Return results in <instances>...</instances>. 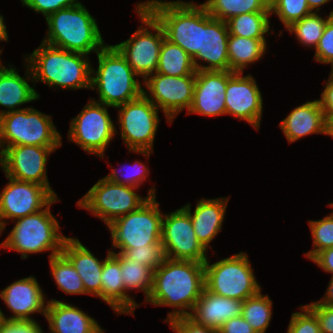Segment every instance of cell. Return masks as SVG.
<instances>
[{
  "label": "cell",
  "instance_id": "cell-24",
  "mask_svg": "<svg viewBox=\"0 0 333 333\" xmlns=\"http://www.w3.org/2000/svg\"><path fill=\"white\" fill-rule=\"evenodd\" d=\"M61 253L76 269L85 289L90 295L101 298V274L104 260L97 259L77 238L67 237Z\"/></svg>",
  "mask_w": 333,
  "mask_h": 333
},
{
  "label": "cell",
  "instance_id": "cell-50",
  "mask_svg": "<svg viewBox=\"0 0 333 333\" xmlns=\"http://www.w3.org/2000/svg\"><path fill=\"white\" fill-rule=\"evenodd\" d=\"M328 285L329 286L327 287V290L325 292L323 299H320L317 302L322 305H327V306L333 307V275H332Z\"/></svg>",
  "mask_w": 333,
  "mask_h": 333
},
{
  "label": "cell",
  "instance_id": "cell-57",
  "mask_svg": "<svg viewBox=\"0 0 333 333\" xmlns=\"http://www.w3.org/2000/svg\"><path fill=\"white\" fill-rule=\"evenodd\" d=\"M330 74L333 76V68L331 69V72H330Z\"/></svg>",
  "mask_w": 333,
  "mask_h": 333
},
{
  "label": "cell",
  "instance_id": "cell-13",
  "mask_svg": "<svg viewBox=\"0 0 333 333\" xmlns=\"http://www.w3.org/2000/svg\"><path fill=\"white\" fill-rule=\"evenodd\" d=\"M108 107L90 99L70 122L69 141L78 144L85 152L103 158L106 148L116 135V127L109 115Z\"/></svg>",
  "mask_w": 333,
  "mask_h": 333
},
{
  "label": "cell",
  "instance_id": "cell-54",
  "mask_svg": "<svg viewBox=\"0 0 333 333\" xmlns=\"http://www.w3.org/2000/svg\"><path fill=\"white\" fill-rule=\"evenodd\" d=\"M4 318H5L4 313L0 309V324L4 321Z\"/></svg>",
  "mask_w": 333,
  "mask_h": 333
},
{
  "label": "cell",
  "instance_id": "cell-18",
  "mask_svg": "<svg viewBox=\"0 0 333 333\" xmlns=\"http://www.w3.org/2000/svg\"><path fill=\"white\" fill-rule=\"evenodd\" d=\"M242 72L227 71L225 92L226 114L245 120L254 129L260 128L263 99L252 75L242 77Z\"/></svg>",
  "mask_w": 333,
  "mask_h": 333
},
{
  "label": "cell",
  "instance_id": "cell-16",
  "mask_svg": "<svg viewBox=\"0 0 333 333\" xmlns=\"http://www.w3.org/2000/svg\"><path fill=\"white\" fill-rule=\"evenodd\" d=\"M58 147L18 145L7 147L0 154V166L5 176L45 186L55 197L46 171L47 159Z\"/></svg>",
  "mask_w": 333,
  "mask_h": 333
},
{
  "label": "cell",
  "instance_id": "cell-47",
  "mask_svg": "<svg viewBox=\"0 0 333 333\" xmlns=\"http://www.w3.org/2000/svg\"><path fill=\"white\" fill-rule=\"evenodd\" d=\"M218 333H256L251 325L242 317H234L226 321Z\"/></svg>",
  "mask_w": 333,
  "mask_h": 333
},
{
  "label": "cell",
  "instance_id": "cell-33",
  "mask_svg": "<svg viewBox=\"0 0 333 333\" xmlns=\"http://www.w3.org/2000/svg\"><path fill=\"white\" fill-rule=\"evenodd\" d=\"M270 12H251L236 15L226 21L229 35L246 37L251 39L266 40L265 36L269 33Z\"/></svg>",
  "mask_w": 333,
  "mask_h": 333
},
{
  "label": "cell",
  "instance_id": "cell-8",
  "mask_svg": "<svg viewBox=\"0 0 333 333\" xmlns=\"http://www.w3.org/2000/svg\"><path fill=\"white\" fill-rule=\"evenodd\" d=\"M204 262V284L214 294L245 301L261 291L247 253L240 252L213 264Z\"/></svg>",
  "mask_w": 333,
  "mask_h": 333
},
{
  "label": "cell",
  "instance_id": "cell-9",
  "mask_svg": "<svg viewBox=\"0 0 333 333\" xmlns=\"http://www.w3.org/2000/svg\"><path fill=\"white\" fill-rule=\"evenodd\" d=\"M163 215L155 196L150 197L135 211L113 220L107 225L111 231L113 249H132L149 244H161Z\"/></svg>",
  "mask_w": 333,
  "mask_h": 333
},
{
  "label": "cell",
  "instance_id": "cell-10",
  "mask_svg": "<svg viewBox=\"0 0 333 333\" xmlns=\"http://www.w3.org/2000/svg\"><path fill=\"white\" fill-rule=\"evenodd\" d=\"M136 12L142 25L129 39L114 46L124 56L133 71L145 80L157 70L165 34L161 24L141 3L136 5ZM148 28L156 33H152Z\"/></svg>",
  "mask_w": 333,
  "mask_h": 333
},
{
  "label": "cell",
  "instance_id": "cell-21",
  "mask_svg": "<svg viewBox=\"0 0 333 333\" xmlns=\"http://www.w3.org/2000/svg\"><path fill=\"white\" fill-rule=\"evenodd\" d=\"M227 71H196L191 107L187 114L220 116L226 114Z\"/></svg>",
  "mask_w": 333,
  "mask_h": 333
},
{
  "label": "cell",
  "instance_id": "cell-52",
  "mask_svg": "<svg viewBox=\"0 0 333 333\" xmlns=\"http://www.w3.org/2000/svg\"><path fill=\"white\" fill-rule=\"evenodd\" d=\"M325 134L333 138V116H325Z\"/></svg>",
  "mask_w": 333,
  "mask_h": 333
},
{
  "label": "cell",
  "instance_id": "cell-31",
  "mask_svg": "<svg viewBox=\"0 0 333 333\" xmlns=\"http://www.w3.org/2000/svg\"><path fill=\"white\" fill-rule=\"evenodd\" d=\"M109 251L120 261L122 281L125 292L129 290L143 291L145 302L150 296L153 285V270L143 264L129 259L124 253Z\"/></svg>",
  "mask_w": 333,
  "mask_h": 333
},
{
  "label": "cell",
  "instance_id": "cell-25",
  "mask_svg": "<svg viewBox=\"0 0 333 333\" xmlns=\"http://www.w3.org/2000/svg\"><path fill=\"white\" fill-rule=\"evenodd\" d=\"M229 198L200 199L194 212H191V204L183 206L191 217L194 232L198 241L208 250L210 242L222 230L225 211Z\"/></svg>",
  "mask_w": 333,
  "mask_h": 333
},
{
  "label": "cell",
  "instance_id": "cell-49",
  "mask_svg": "<svg viewBox=\"0 0 333 333\" xmlns=\"http://www.w3.org/2000/svg\"><path fill=\"white\" fill-rule=\"evenodd\" d=\"M312 261L324 271L333 275V247L320 251Z\"/></svg>",
  "mask_w": 333,
  "mask_h": 333
},
{
  "label": "cell",
  "instance_id": "cell-14",
  "mask_svg": "<svg viewBox=\"0 0 333 333\" xmlns=\"http://www.w3.org/2000/svg\"><path fill=\"white\" fill-rule=\"evenodd\" d=\"M161 245L166 258L204 263L206 249L198 241L189 212L181 207L163 215Z\"/></svg>",
  "mask_w": 333,
  "mask_h": 333
},
{
  "label": "cell",
  "instance_id": "cell-32",
  "mask_svg": "<svg viewBox=\"0 0 333 333\" xmlns=\"http://www.w3.org/2000/svg\"><path fill=\"white\" fill-rule=\"evenodd\" d=\"M270 0H207L202 5L215 19L226 22L230 18L251 12H270Z\"/></svg>",
  "mask_w": 333,
  "mask_h": 333
},
{
  "label": "cell",
  "instance_id": "cell-27",
  "mask_svg": "<svg viewBox=\"0 0 333 333\" xmlns=\"http://www.w3.org/2000/svg\"><path fill=\"white\" fill-rule=\"evenodd\" d=\"M125 292L120 261L108 251L101 274V300L117 314H133L139 305Z\"/></svg>",
  "mask_w": 333,
  "mask_h": 333
},
{
  "label": "cell",
  "instance_id": "cell-34",
  "mask_svg": "<svg viewBox=\"0 0 333 333\" xmlns=\"http://www.w3.org/2000/svg\"><path fill=\"white\" fill-rule=\"evenodd\" d=\"M272 300L260 291L243 301L242 317L256 333H265L272 319Z\"/></svg>",
  "mask_w": 333,
  "mask_h": 333
},
{
  "label": "cell",
  "instance_id": "cell-1",
  "mask_svg": "<svg viewBox=\"0 0 333 333\" xmlns=\"http://www.w3.org/2000/svg\"><path fill=\"white\" fill-rule=\"evenodd\" d=\"M204 287V263L165 258L153 272L152 290L146 302L175 308L165 321L186 317L191 314Z\"/></svg>",
  "mask_w": 333,
  "mask_h": 333
},
{
  "label": "cell",
  "instance_id": "cell-44",
  "mask_svg": "<svg viewBox=\"0 0 333 333\" xmlns=\"http://www.w3.org/2000/svg\"><path fill=\"white\" fill-rule=\"evenodd\" d=\"M172 331L176 333H218L217 330L196 324L188 316L176 317L168 321Z\"/></svg>",
  "mask_w": 333,
  "mask_h": 333
},
{
  "label": "cell",
  "instance_id": "cell-53",
  "mask_svg": "<svg viewBox=\"0 0 333 333\" xmlns=\"http://www.w3.org/2000/svg\"><path fill=\"white\" fill-rule=\"evenodd\" d=\"M4 23V17L0 14V41H8V33Z\"/></svg>",
  "mask_w": 333,
  "mask_h": 333
},
{
  "label": "cell",
  "instance_id": "cell-43",
  "mask_svg": "<svg viewBox=\"0 0 333 333\" xmlns=\"http://www.w3.org/2000/svg\"><path fill=\"white\" fill-rule=\"evenodd\" d=\"M22 6H27L36 13H42L45 19L51 14L77 4V0H20Z\"/></svg>",
  "mask_w": 333,
  "mask_h": 333
},
{
  "label": "cell",
  "instance_id": "cell-40",
  "mask_svg": "<svg viewBox=\"0 0 333 333\" xmlns=\"http://www.w3.org/2000/svg\"><path fill=\"white\" fill-rule=\"evenodd\" d=\"M131 167L129 170V166L128 169L129 171H125V173H122L123 171H120V176H119V172L117 173L116 169H112L111 173L108 174L107 176H105L104 178H106L108 181L116 183V184H122V185H127V186H132L135 188H138L143 181L146 180V177H148L149 175V170L147 168V166H145V164H143L142 162L136 160L134 162V164H130ZM123 166V165H122ZM125 166V165H124ZM123 166V168H124ZM121 168V169H123ZM120 169V168H119ZM125 176V177H124ZM120 177H122L123 179H121Z\"/></svg>",
  "mask_w": 333,
  "mask_h": 333
},
{
  "label": "cell",
  "instance_id": "cell-26",
  "mask_svg": "<svg viewBox=\"0 0 333 333\" xmlns=\"http://www.w3.org/2000/svg\"><path fill=\"white\" fill-rule=\"evenodd\" d=\"M25 66V77H21L13 65L7 68L3 65L0 69V106L7 108L0 111V116L21 110L20 105L40 98L37 91L28 84V80H34L28 64Z\"/></svg>",
  "mask_w": 333,
  "mask_h": 333
},
{
  "label": "cell",
  "instance_id": "cell-6",
  "mask_svg": "<svg viewBox=\"0 0 333 333\" xmlns=\"http://www.w3.org/2000/svg\"><path fill=\"white\" fill-rule=\"evenodd\" d=\"M58 201L55 197L41 211L13 221L16 224L0 244V248L13 249L21 253L22 259L28 258L29 253L37 254L48 250L52 251L49 258L60 254L67 237L59 233V223L50 211L51 204Z\"/></svg>",
  "mask_w": 333,
  "mask_h": 333
},
{
  "label": "cell",
  "instance_id": "cell-3",
  "mask_svg": "<svg viewBox=\"0 0 333 333\" xmlns=\"http://www.w3.org/2000/svg\"><path fill=\"white\" fill-rule=\"evenodd\" d=\"M45 20L48 30L43 43L85 55L97 53L105 46L96 19L80 1Z\"/></svg>",
  "mask_w": 333,
  "mask_h": 333
},
{
  "label": "cell",
  "instance_id": "cell-41",
  "mask_svg": "<svg viewBox=\"0 0 333 333\" xmlns=\"http://www.w3.org/2000/svg\"><path fill=\"white\" fill-rule=\"evenodd\" d=\"M300 308L292 313L287 333H322L315 314L306 305Z\"/></svg>",
  "mask_w": 333,
  "mask_h": 333
},
{
  "label": "cell",
  "instance_id": "cell-55",
  "mask_svg": "<svg viewBox=\"0 0 333 333\" xmlns=\"http://www.w3.org/2000/svg\"><path fill=\"white\" fill-rule=\"evenodd\" d=\"M1 55V54H0ZM0 60H1V58H0ZM2 66H3V64L1 63V61H0V69L2 68Z\"/></svg>",
  "mask_w": 333,
  "mask_h": 333
},
{
  "label": "cell",
  "instance_id": "cell-17",
  "mask_svg": "<svg viewBox=\"0 0 333 333\" xmlns=\"http://www.w3.org/2000/svg\"><path fill=\"white\" fill-rule=\"evenodd\" d=\"M6 178L9 182L0 193L1 231L6 227V219L17 220L35 214L55 198L45 186L10 177Z\"/></svg>",
  "mask_w": 333,
  "mask_h": 333
},
{
  "label": "cell",
  "instance_id": "cell-7",
  "mask_svg": "<svg viewBox=\"0 0 333 333\" xmlns=\"http://www.w3.org/2000/svg\"><path fill=\"white\" fill-rule=\"evenodd\" d=\"M61 139L51 116L32 107L0 116V154L18 145L60 147Z\"/></svg>",
  "mask_w": 333,
  "mask_h": 333
},
{
  "label": "cell",
  "instance_id": "cell-46",
  "mask_svg": "<svg viewBox=\"0 0 333 333\" xmlns=\"http://www.w3.org/2000/svg\"><path fill=\"white\" fill-rule=\"evenodd\" d=\"M0 333H44L37 321H3Z\"/></svg>",
  "mask_w": 333,
  "mask_h": 333
},
{
  "label": "cell",
  "instance_id": "cell-56",
  "mask_svg": "<svg viewBox=\"0 0 333 333\" xmlns=\"http://www.w3.org/2000/svg\"><path fill=\"white\" fill-rule=\"evenodd\" d=\"M330 207H333V203H330V204H328ZM332 214H333V212H332Z\"/></svg>",
  "mask_w": 333,
  "mask_h": 333
},
{
  "label": "cell",
  "instance_id": "cell-48",
  "mask_svg": "<svg viewBox=\"0 0 333 333\" xmlns=\"http://www.w3.org/2000/svg\"><path fill=\"white\" fill-rule=\"evenodd\" d=\"M325 116H333V76L329 74L321 99L318 100Z\"/></svg>",
  "mask_w": 333,
  "mask_h": 333
},
{
  "label": "cell",
  "instance_id": "cell-22",
  "mask_svg": "<svg viewBox=\"0 0 333 333\" xmlns=\"http://www.w3.org/2000/svg\"><path fill=\"white\" fill-rule=\"evenodd\" d=\"M242 306L243 301L214 294L204 287L188 317L198 325L218 331L229 319L242 316Z\"/></svg>",
  "mask_w": 333,
  "mask_h": 333
},
{
  "label": "cell",
  "instance_id": "cell-2",
  "mask_svg": "<svg viewBox=\"0 0 333 333\" xmlns=\"http://www.w3.org/2000/svg\"><path fill=\"white\" fill-rule=\"evenodd\" d=\"M27 56L25 61L31 70L34 83L40 81L50 88L57 86L74 90L91 89L92 66L88 55L41 42V45Z\"/></svg>",
  "mask_w": 333,
  "mask_h": 333
},
{
  "label": "cell",
  "instance_id": "cell-35",
  "mask_svg": "<svg viewBox=\"0 0 333 333\" xmlns=\"http://www.w3.org/2000/svg\"><path fill=\"white\" fill-rule=\"evenodd\" d=\"M51 271L55 283L66 294H87L82 279L71 262L62 254L49 258Z\"/></svg>",
  "mask_w": 333,
  "mask_h": 333
},
{
  "label": "cell",
  "instance_id": "cell-30",
  "mask_svg": "<svg viewBox=\"0 0 333 333\" xmlns=\"http://www.w3.org/2000/svg\"><path fill=\"white\" fill-rule=\"evenodd\" d=\"M156 73L168 76L196 75L192 57L179 45L163 39Z\"/></svg>",
  "mask_w": 333,
  "mask_h": 333
},
{
  "label": "cell",
  "instance_id": "cell-45",
  "mask_svg": "<svg viewBox=\"0 0 333 333\" xmlns=\"http://www.w3.org/2000/svg\"><path fill=\"white\" fill-rule=\"evenodd\" d=\"M306 306L315 314L322 333H333V307L312 302Z\"/></svg>",
  "mask_w": 333,
  "mask_h": 333
},
{
  "label": "cell",
  "instance_id": "cell-37",
  "mask_svg": "<svg viewBox=\"0 0 333 333\" xmlns=\"http://www.w3.org/2000/svg\"><path fill=\"white\" fill-rule=\"evenodd\" d=\"M269 8L270 15L275 13L286 29L312 13L307 0H270Z\"/></svg>",
  "mask_w": 333,
  "mask_h": 333
},
{
  "label": "cell",
  "instance_id": "cell-20",
  "mask_svg": "<svg viewBox=\"0 0 333 333\" xmlns=\"http://www.w3.org/2000/svg\"><path fill=\"white\" fill-rule=\"evenodd\" d=\"M0 298L13 312L4 321H32L31 314L41 313L45 317V295L36 278L29 276L13 282L0 292Z\"/></svg>",
  "mask_w": 333,
  "mask_h": 333
},
{
  "label": "cell",
  "instance_id": "cell-23",
  "mask_svg": "<svg viewBox=\"0 0 333 333\" xmlns=\"http://www.w3.org/2000/svg\"><path fill=\"white\" fill-rule=\"evenodd\" d=\"M45 318L50 333H104L94 318L72 304L51 299L46 303Z\"/></svg>",
  "mask_w": 333,
  "mask_h": 333
},
{
  "label": "cell",
  "instance_id": "cell-28",
  "mask_svg": "<svg viewBox=\"0 0 333 333\" xmlns=\"http://www.w3.org/2000/svg\"><path fill=\"white\" fill-rule=\"evenodd\" d=\"M279 126L288 143H293L310 134H325V114L318 100L307 101L294 108Z\"/></svg>",
  "mask_w": 333,
  "mask_h": 333
},
{
  "label": "cell",
  "instance_id": "cell-38",
  "mask_svg": "<svg viewBox=\"0 0 333 333\" xmlns=\"http://www.w3.org/2000/svg\"><path fill=\"white\" fill-rule=\"evenodd\" d=\"M308 224L313 237V250L305 255L312 260L320 251L333 247V214L321 220L309 221Z\"/></svg>",
  "mask_w": 333,
  "mask_h": 333
},
{
  "label": "cell",
  "instance_id": "cell-36",
  "mask_svg": "<svg viewBox=\"0 0 333 333\" xmlns=\"http://www.w3.org/2000/svg\"><path fill=\"white\" fill-rule=\"evenodd\" d=\"M332 15L333 10L327 18L321 17L317 12H312L301 20L294 22L287 28V31L291 34L294 33L300 44L316 48L323 35L326 23Z\"/></svg>",
  "mask_w": 333,
  "mask_h": 333
},
{
  "label": "cell",
  "instance_id": "cell-11",
  "mask_svg": "<svg viewBox=\"0 0 333 333\" xmlns=\"http://www.w3.org/2000/svg\"><path fill=\"white\" fill-rule=\"evenodd\" d=\"M135 190L137 188L116 184L103 177L77 201V205L109 225L116 218L138 209L150 197L156 196L155 188L152 187L146 197L139 196Z\"/></svg>",
  "mask_w": 333,
  "mask_h": 333
},
{
  "label": "cell",
  "instance_id": "cell-39",
  "mask_svg": "<svg viewBox=\"0 0 333 333\" xmlns=\"http://www.w3.org/2000/svg\"><path fill=\"white\" fill-rule=\"evenodd\" d=\"M119 250L118 253H124L129 259L143 264L153 271H155L166 258L164 248L161 244H149L144 247Z\"/></svg>",
  "mask_w": 333,
  "mask_h": 333
},
{
  "label": "cell",
  "instance_id": "cell-12",
  "mask_svg": "<svg viewBox=\"0 0 333 333\" xmlns=\"http://www.w3.org/2000/svg\"><path fill=\"white\" fill-rule=\"evenodd\" d=\"M116 108L121 138L128 150L149 157L160 122L159 109L144 94Z\"/></svg>",
  "mask_w": 333,
  "mask_h": 333
},
{
  "label": "cell",
  "instance_id": "cell-19",
  "mask_svg": "<svg viewBox=\"0 0 333 333\" xmlns=\"http://www.w3.org/2000/svg\"><path fill=\"white\" fill-rule=\"evenodd\" d=\"M228 38L227 23L213 18L202 5L201 49L192 58L196 71H229Z\"/></svg>",
  "mask_w": 333,
  "mask_h": 333
},
{
  "label": "cell",
  "instance_id": "cell-15",
  "mask_svg": "<svg viewBox=\"0 0 333 333\" xmlns=\"http://www.w3.org/2000/svg\"><path fill=\"white\" fill-rule=\"evenodd\" d=\"M195 81L196 75L168 76L155 72L144 80L143 84L148 90L143 88V94L162 110L167 122H171L183 109L189 111Z\"/></svg>",
  "mask_w": 333,
  "mask_h": 333
},
{
  "label": "cell",
  "instance_id": "cell-42",
  "mask_svg": "<svg viewBox=\"0 0 333 333\" xmlns=\"http://www.w3.org/2000/svg\"><path fill=\"white\" fill-rule=\"evenodd\" d=\"M315 61L331 64L333 68V15L328 19L323 35L315 48Z\"/></svg>",
  "mask_w": 333,
  "mask_h": 333
},
{
  "label": "cell",
  "instance_id": "cell-29",
  "mask_svg": "<svg viewBox=\"0 0 333 333\" xmlns=\"http://www.w3.org/2000/svg\"><path fill=\"white\" fill-rule=\"evenodd\" d=\"M266 49V40L229 35V71L243 73L248 65L255 63L264 56Z\"/></svg>",
  "mask_w": 333,
  "mask_h": 333
},
{
  "label": "cell",
  "instance_id": "cell-4",
  "mask_svg": "<svg viewBox=\"0 0 333 333\" xmlns=\"http://www.w3.org/2000/svg\"><path fill=\"white\" fill-rule=\"evenodd\" d=\"M96 54L98 68L92 67L91 73V90L99 93L96 102L116 108L143 94L139 79H135L138 75L114 45H105Z\"/></svg>",
  "mask_w": 333,
  "mask_h": 333
},
{
  "label": "cell",
  "instance_id": "cell-51",
  "mask_svg": "<svg viewBox=\"0 0 333 333\" xmlns=\"http://www.w3.org/2000/svg\"><path fill=\"white\" fill-rule=\"evenodd\" d=\"M330 0H307L308 6L312 12H318L320 9V6L326 4Z\"/></svg>",
  "mask_w": 333,
  "mask_h": 333
},
{
  "label": "cell",
  "instance_id": "cell-5",
  "mask_svg": "<svg viewBox=\"0 0 333 333\" xmlns=\"http://www.w3.org/2000/svg\"><path fill=\"white\" fill-rule=\"evenodd\" d=\"M161 24L165 38L182 47L192 58L201 49L202 4L148 0L141 3Z\"/></svg>",
  "mask_w": 333,
  "mask_h": 333
}]
</instances>
